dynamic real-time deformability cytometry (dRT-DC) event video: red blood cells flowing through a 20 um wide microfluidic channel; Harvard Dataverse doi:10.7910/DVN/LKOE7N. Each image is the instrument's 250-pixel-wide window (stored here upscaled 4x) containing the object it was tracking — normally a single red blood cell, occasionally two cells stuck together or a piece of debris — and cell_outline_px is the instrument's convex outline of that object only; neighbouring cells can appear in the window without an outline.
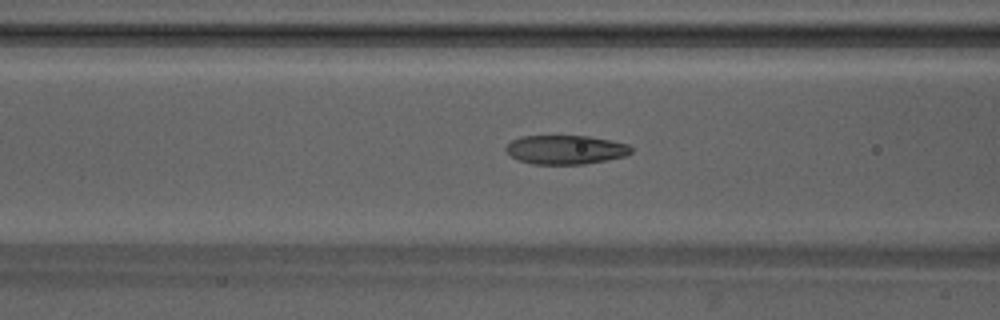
{"species": "Egyptian fruit bat (a non-hibernating species)", "species_latin": "Rousettus aegyptiacus", "temperature_condition": "warm", "stored_images_in_passage": 38, "camera_frame_rate_fps": 3000, "um_per_image_px": 0.085, "animal": {"sex": "male"}, "frame": {"image": 1, "passage_image": 13, "time_ms": 4.0, "image_size_px": [1000, 320], "cell_outline_px": [[632, 152], [624, 156], [608, 160], [584, 164], [532, 164], [520, 160], [512, 156], [504, 148], [512, 140], [520, 136], [588, 136], [628, 144], [632, 148]], "centroid_in_image_um": [48.08, 12.72], "position_along_channel_um": 118.5, "area_um2": 21.04}}
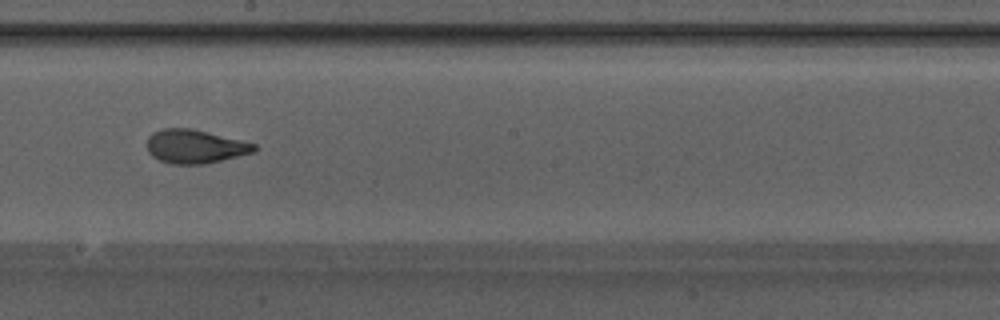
{"frame": {"image": 2, "passage_image": 21, "time_ms": 6.667, "image_size_px": [1000, 320], "cell_outline_px": [[256, 152], [204, 164], [172, 164], [160, 160], [152, 156], [148, 152], [148, 136], [152, 132], [164, 128], [192, 128], [256, 144]], "centroid_in_image_um": [16.57, 12.45], "position_along_channel_um": 231.6, "area_um2": 20.98}}
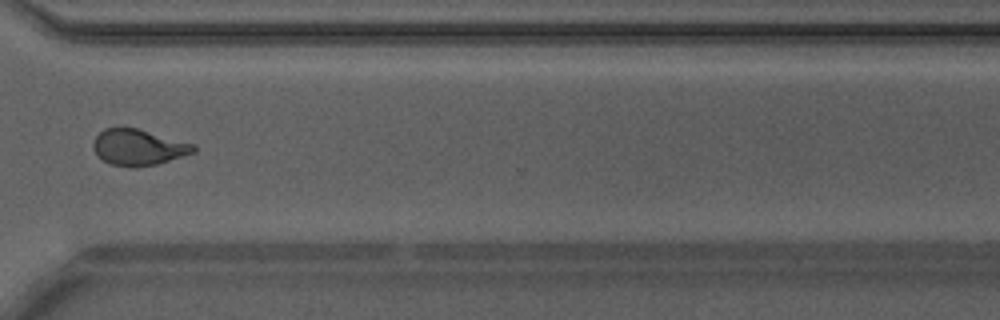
{"frame": {"image": 3, "passage_image": 30, "time_ms": 9.667, "image_size_px": [1000, 320], "cell_outline_px": [[196, 152], [156, 164], [136, 168], [108, 164], [92, 148], [92, 144], [96, 136], [104, 128], [136, 128], [196, 144]], "centroid_in_image_um": [11.78, 12.53], "position_along_channel_um": 358.8, "area_um2": 21.04}, "authors_computed_cell_mechanics": {"area_um2": 21.3571, "velocity_mm_per_s": 4.2403, "shape_relaxation_time_tau1_ms": 3.9881, "shape_relaxation_time_tau2_ms": 1.1565, "deformation_change_tau1": 0.1697, "deformation_change_tau2": 0.0852}}